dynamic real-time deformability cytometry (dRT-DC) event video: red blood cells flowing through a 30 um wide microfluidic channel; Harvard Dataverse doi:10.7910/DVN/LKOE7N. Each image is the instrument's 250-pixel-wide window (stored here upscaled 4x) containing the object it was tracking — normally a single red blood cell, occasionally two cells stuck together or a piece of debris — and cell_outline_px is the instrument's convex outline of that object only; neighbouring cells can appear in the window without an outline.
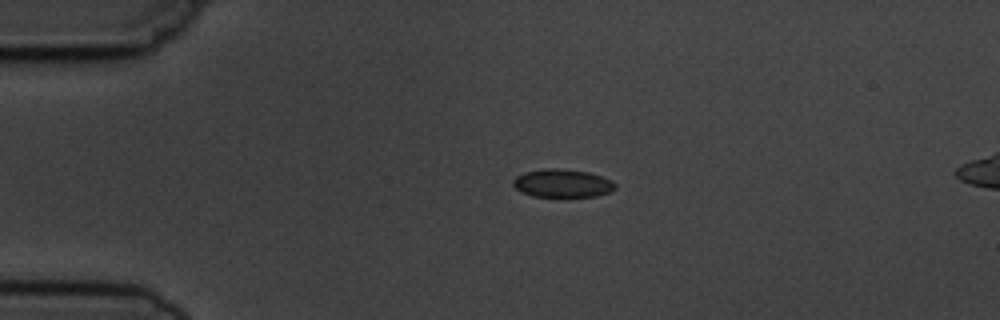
{"species": "common noctule bat (a hibernating species)", "species_latin": "Nyctalus noctula", "temperature_condition": "cold", "stored_images_in_passage": 4, "camera_frame_rate_fps": 3000, "um_per_image_px": 0.085, "animal": {"sex": "male", "body_mass_g": 19.5, "forearm_length_mm": 54.6}, "frame": {"image": 1, "passage_image": 2, "time_ms": 1.333, "image_size_px": [1000, 320], "cell_outline_px": [[616, 188], [608, 192], [596, 196], [568, 200], [564, 200], [532, 196], [520, 192], [512, 184], [512, 180], [516, 176], [524, 172], [548, 168], [560, 168], [588, 172], [600, 176], [616, 184]], "centroid_in_image_um": [47.76, 15.64], "position_along_channel_um": 37.2, "area_um2": 17.57}}